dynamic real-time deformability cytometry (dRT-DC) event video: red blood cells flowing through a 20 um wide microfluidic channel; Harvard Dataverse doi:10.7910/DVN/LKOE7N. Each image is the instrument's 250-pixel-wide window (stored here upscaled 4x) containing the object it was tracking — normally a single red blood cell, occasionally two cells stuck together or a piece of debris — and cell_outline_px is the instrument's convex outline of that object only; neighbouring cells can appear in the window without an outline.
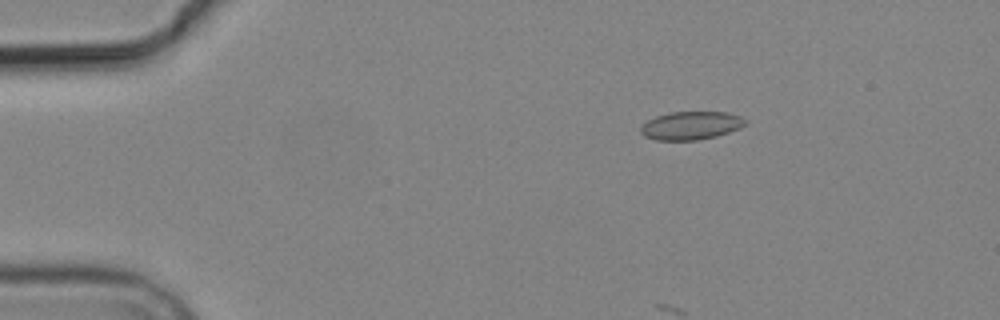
{"species": "common noctule bat (a hibernating species)", "species_latin": "Nyctalus noctula", "temperature_condition": "cold", "stored_images_in_passage": 5, "camera_frame_rate_fps": 3000, "um_per_image_px": 0.085, "animal": {"sex": "male", "body_mass_g": 19.2, "forearm_length_mm": 51.8}, "frame": {"image": 1, "passage_image": 3, "time_ms": 2.333, "image_size_px": [1000, 320], "cell_outline_px": [[748, 124], [740, 128], [716, 136], [696, 140], [656, 140], [644, 136], [640, 132], [640, 128], [648, 120], [656, 116], [668, 112], [728, 112], [740, 116], [748, 120]], "centroid_in_image_um": [58.76, 10.66], "position_along_channel_um": 26.2, "area_um2": 17.28}}